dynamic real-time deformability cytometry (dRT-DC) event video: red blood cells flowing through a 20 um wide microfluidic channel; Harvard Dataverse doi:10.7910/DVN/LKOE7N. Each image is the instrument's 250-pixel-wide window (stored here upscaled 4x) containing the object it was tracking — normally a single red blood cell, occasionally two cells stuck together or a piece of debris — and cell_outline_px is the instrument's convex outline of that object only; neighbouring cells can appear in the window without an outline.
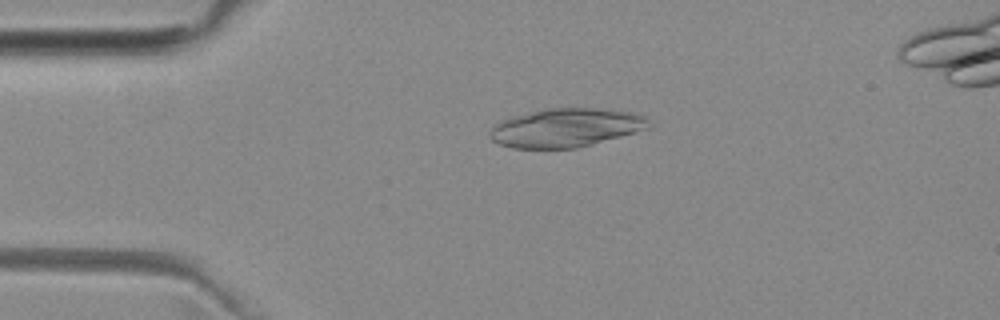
{"species": "common noctule bat (a hibernating species)", "species_latin": "Nyctalus noctula", "temperature_condition": "room temperature", "stored_images_in_passage": 18, "camera_frame_rate_fps": 3000, "um_per_image_px": 0.085, "animal": {"sex": "female", "body_mass_g": 29.2, "forearm_length_mm": 56.3}, "frame": {"image": 1, "passage_image": 1, "time_ms": 0.0, "image_size_px": [1000, 320], "cell_outline_px": [[652, 128], [576, 148], [512, 148], [500, 144], [492, 140], [488, 132], [500, 120], [512, 116], [548, 108], [596, 108], [632, 112], [644, 116], [648, 120]], "centroid_in_image_um": [48.11, 10.85], "position_along_channel_um": 36.9, "area_um2": 35.78}}
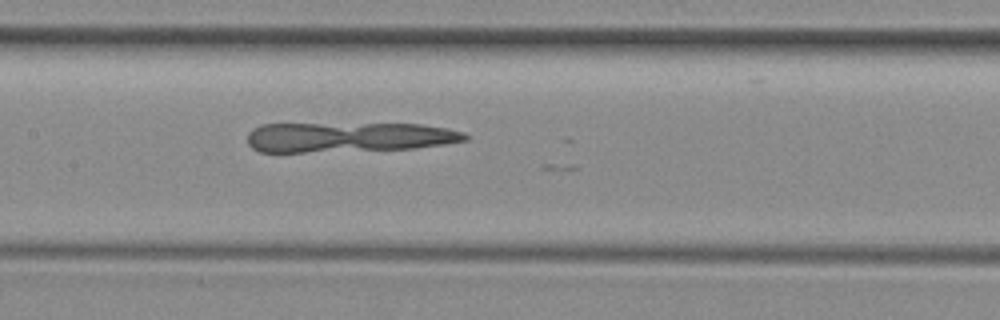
{"frame": {"image": 2, "passage_image": 14, "time_ms": 4.333, "image_size_px": [1000, 320], "cell_outline_px": [[468, 140], [444, 144], [412, 148], [304, 152], [260, 152], [252, 148], [248, 144], [248, 132], [252, 128], [264, 124], [420, 124], [448, 128], [464, 132], [468, 136]], "centroid_in_image_um": [29.61, 11.65], "position_along_channel_um": 177.8, "area_um2": 37.8}}